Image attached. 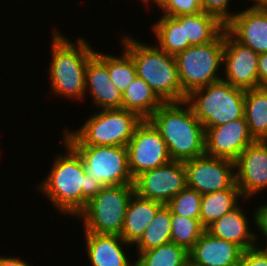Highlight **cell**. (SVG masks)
I'll use <instances>...</instances> for the list:
<instances>
[{"mask_svg": "<svg viewBox=\"0 0 267 266\" xmlns=\"http://www.w3.org/2000/svg\"><path fill=\"white\" fill-rule=\"evenodd\" d=\"M148 120L160 132L172 160L185 162L205 154V129L186 101L163 103Z\"/></svg>", "mask_w": 267, "mask_h": 266, "instance_id": "3957f363", "label": "cell"}, {"mask_svg": "<svg viewBox=\"0 0 267 266\" xmlns=\"http://www.w3.org/2000/svg\"><path fill=\"white\" fill-rule=\"evenodd\" d=\"M253 221L258 230L265 235L267 233V202L256 207L253 211Z\"/></svg>", "mask_w": 267, "mask_h": 266, "instance_id": "e575fe53", "label": "cell"}, {"mask_svg": "<svg viewBox=\"0 0 267 266\" xmlns=\"http://www.w3.org/2000/svg\"><path fill=\"white\" fill-rule=\"evenodd\" d=\"M142 121L126 109H102L90 115L80 128L63 129L62 138L70 145L126 147Z\"/></svg>", "mask_w": 267, "mask_h": 266, "instance_id": "5b68a950", "label": "cell"}, {"mask_svg": "<svg viewBox=\"0 0 267 266\" xmlns=\"http://www.w3.org/2000/svg\"><path fill=\"white\" fill-rule=\"evenodd\" d=\"M257 65L259 87L267 88V53L259 54Z\"/></svg>", "mask_w": 267, "mask_h": 266, "instance_id": "d590c367", "label": "cell"}, {"mask_svg": "<svg viewBox=\"0 0 267 266\" xmlns=\"http://www.w3.org/2000/svg\"><path fill=\"white\" fill-rule=\"evenodd\" d=\"M224 31L213 41L192 45L174 56L184 94L222 80Z\"/></svg>", "mask_w": 267, "mask_h": 266, "instance_id": "52a82bcc", "label": "cell"}, {"mask_svg": "<svg viewBox=\"0 0 267 266\" xmlns=\"http://www.w3.org/2000/svg\"><path fill=\"white\" fill-rule=\"evenodd\" d=\"M162 206L163 204L140 197L134 192L126 210L121 238L134 246Z\"/></svg>", "mask_w": 267, "mask_h": 266, "instance_id": "44dd1931", "label": "cell"}, {"mask_svg": "<svg viewBox=\"0 0 267 266\" xmlns=\"http://www.w3.org/2000/svg\"><path fill=\"white\" fill-rule=\"evenodd\" d=\"M136 255L135 266H184L189 259V252L173 242Z\"/></svg>", "mask_w": 267, "mask_h": 266, "instance_id": "83f0119b", "label": "cell"}, {"mask_svg": "<svg viewBox=\"0 0 267 266\" xmlns=\"http://www.w3.org/2000/svg\"><path fill=\"white\" fill-rule=\"evenodd\" d=\"M184 266H200V265L196 264L191 259H188Z\"/></svg>", "mask_w": 267, "mask_h": 266, "instance_id": "ab89813d", "label": "cell"}, {"mask_svg": "<svg viewBox=\"0 0 267 266\" xmlns=\"http://www.w3.org/2000/svg\"><path fill=\"white\" fill-rule=\"evenodd\" d=\"M0 266H33L19 257H7V255H0Z\"/></svg>", "mask_w": 267, "mask_h": 266, "instance_id": "8d00e7d4", "label": "cell"}, {"mask_svg": "<svg viewBox=\"0 0 267 266\" xmlns=\"http://www.w3.org/2000/svg\"><path fill=\"white\" fill-rule=\"evenodd\" d=\"M127 147L128 166L133 179L142 172L169 163L172 159L166 142L149 120L135 129Z\"/></svg>", "mask_w": 267, "mask_h": 266, "instance_id": "30bf717a", "label": "cell"}, {"mask_svg": "<svg viewBox=\"0 0 267 266\" xmlns=\"http://www.w3.org/2000/svg\"><path fill=\"white\" fill-rule=\"evenodd\" d=\"M244 117L255 140H267V88L245 91Z\"/></svg>", "mask_w": 267, "mask_h": 266, "instance_id": "d4e9b609", "label": "cell"}, {"mask_svg": "<svg viewBox=\"0 0 267 266\" xmlns=\"http://www.w3.org/2000/svg\"><path fill=\"white\" fill-rule=\"evenodd\" d=\"M135 37L124 35L121 44L132 57L137 76L142 78L164 102L186 101L173 55L157 45L144 44Z\"/></svg>", "mask_w": 267, "mask_h": 266, "instance_id": "277c9868", "label": "cell"}, {"mask_svg": "<svg viewBox=\"0 0 267 266\" xmlns=\"http://www.w3.org/2000/svg\"><path fill=\"white\" fill-rule=\"evenodd\" d=\"M187 187L201 195L230 188L235 183V162L206 154L184 162Z\"/></svg>", "mask_w": 267, "mask_h": 266, "instance_id": "7c38bea8", "label": "cell"}, {"mask_svg": "<svg viewBox=\"0 0 267 266\" xmlns=\"http://www.w3.org/2000/svg\"><path fill=\"white\" fill-rule=\"evenodd\" d=\"M225 30L257 54L267 53V13L257 10L253 5L243 11H235Z\"/></svg>", "mask_w": 267, "mask_h": 266, "instance_id": "e0dca14e", "label": "cell"}, {"mask_svg": "<svg viewBox=\"0 0 267 266\" xmlns=\"http://www.w3.org/2000/svg\"><path fill=\"white\" fill-rule=\"evenodd\" d=\"M244 99L245 90L220 80L192 91L187 95L186 102L206 131L210 127L243 118Z\"/></svg>", "mask_w": 267, "mask_h": 266, "instance_id": "8992f818", "label": "cell"}, {"mask_svg": "<svg viewBox=\"0 0 267 266\" xmlns=\"http://www.w3.org/2000/svg\"><path fill=\"white\" fill-rule=\"evenodd\" d=\"M61 142L66 151L55 155L48 175L36 186L59 214L75 218L104 186L86 173L79 153L64 138Z\"/></svg>", "mask_w": 267, "mask_h": 266, "instance_id": "6da1fadb", "label": "cell"}, {"mask_svg": "<svg viewBox=\"0 0 267 266\" xmlns=\"http://www.w3.org/2000/svg\"><path fill=\"white\" fill-rule=\"evenodd\" d=\"M202 195L189 187L181 190L166 206L171 213L184 217L200 219V206Z\"/></svg>", "mask_w": 267, "mask_h": 266, "instance_id": "4dcf8cb0", "label": "cell"}, {"mask_svg": "<svg viewBox=\"0 0 267 266\" xmlns=\"http://www.w3.org/2000/svg\"><path fill=\"white\" fill-rule=\"evenodd\" d=\"M86 94L92 97V103L99 110L121 109L122 93L111 83L108 73V54L96 51L88 60L85 79Z\"/></svg>", "mask_w": 267, "mask_h": 266, "instance_id": "2e32d148", "label": "cell"}, {"mask_svg": "<svg viewBox=\"0 0 267 266\" xmlns=\"http://www.w3.org/2000/svg\"><path fill=\"white\" fill-rule=\"evenodd\" d=\"M163 103L150 86L138 76L122 94V109L136 113L143 120H148Z\"/></svg>", "mask_w": 267, "mask_h": 266, "instance_id": "7402d4cb", "label": "cell"}, {"mask_svg": "<svg viewBox=\"0 0 267 266\" xmlns=\"http://www.w3.org/2000/svg\"><path fill=\"white\" fill-rule=\"evenodd\" d=\"M243 199L236 182L228 189L202 195L200 206V222L206 229L211 223L234 209L239 199Z\"/></svg>", "mask_w": 267, "mask_h": 266, "instance_id": "cb8c5ba5", "label": "cell"}, {"mask_svg": "<svg viewBox=\"0 0 267 266\" xmlns=\"http://www.w3.org/2000/svg\"><path fill=\"white\" fill-rule=\"evenodd\" d=\"M200 2L203 12L216 16L225 25L235 15L228 11L231 0H200Z\"/></svg>", "mask_w": 267, "mask_h": 266, "instance_id": "d6a6232c", "label": "cell"}, {"mask_svg": "<svg viewBox=\"0 0 267 266\" xmlns=\"http://www.w3.org/2000/svg\"><path fill=\"white\" fill-rule=\"evenodd\" d=\"M235 182L245 201L267 189V140H256L234 161Z\"/></svg>", "mask_w": 267, "mask_h": 266, "instance_id": "5bb4252c", "label": "cell"}, {"mask_svg": "<svg viewBox=\"0 0 267 266\" xmlns=\"http://www.w3.org/2000/svg\"><path fill=\"white\" fill-rule=\"evenodd\" d=\"M82 158L86 173L103 186L134 184L127 147L71 145Z\"/></svg>", "mask_w": 267, "mask_h": 266, "instance_id": "9c48e42d", "label": "cell"}, {"mask_svg": "<svg viewBox=\"0 0 267 266\" xmlns=\"http://www.w3.org/2000/svg\"><path fill=\"white\" fill-rule=\"evenodd\" d=\"M49 84L53 95L69 100H85V79L88 60L96 50L85 38L72 43L57 29L52 32Z\"/></svg>", "mask_w": 267, "mask_h": 266, "instance_id": "7a4b0ae2", "label": "cell"}, {"mask_svg": "<svg viewBox=\"0 0 267 266\" xmlns=\"http://www.w3.org/2000/svg\"><path fill=\"white\" fill-rule=\"evenodd\" d=\"M265 237H264V239L266 238V240L265 241H267V233L264 235ZM267 245V244H266ZM264 251H266L267 252V246H265V248H262Z\"/></svg>", "mask_w": 267, "mask_h": 266, "instance_id": "60d3db41", "label": "cell"}, {"mask_svg": "<svg viewBox=\"0 0 267 266\" xmlns=\"http://www.w3.org/2000/svg\"><path fill=\"white\" fill-rule=\"evenodd\" d=\"M134 192V184L104 186L76 217L83 220L84 232L120 235Z\"/></svg>", "mask_w": 267, "mask_h": 266, "instance_id": "ba28073f", "label": "cell"}, {"mask_svg": "<svg viewBox=\"0 0 267 266\" xmlns=\"http://www.w3.org/2000/svg\"><path fill=\"white\" fill-rule=\"evenodd\" d=\"M224 30L225 24L212 14L184 15L185 40L191 46L213 42Z\"/></svg>", "mask_w": 267, "mask_h": 266, "instance_id": "484cf974", "label": "cell"}, {"mask_svg": "<svg viewBox=\"0 0 267 266\" xmlns=\"http://www.w3.org/2000/svg\"><path fill=\"white\" fill-rule=\"evenodd\" d=\"M246 214L242 205H237L205 230L214 237L235 243L244 251L248 250L258 245L259 236L252 232L249 226L251 220Z\"/></svg>", "mask_w": 267, "mask_h": 266, "instance_id": "ffe728a7", "label": "cell"}, {"mask_svg": "<svg viewBox=\"0 0 267 266\" xmlns=\"http://www.w3.org/2000/svg\"><path fill=\"white\" fill-rule=\"evenodd\" d=\"M252 5L259 11L267 13V0H251Z\"/></svg>", "mask_w": 267, "mask_h": 266, "instance_id": "74e56055", "label": "cell"}, {"mask_svg": "<svg viewBox=\"0 0 267 266\" xmlns=\"http://www.w3.org/2000/svg\"><path fill=\"white\" fill-rule=\"evenodd\" d=\"M162 15L178 17L202 12L200 0H168L161 8Z\"/></svg>", "mask_w": 267, "mask_h": 266, "instance_id": "1f68e13d", "label": "cell"}, {"mask_svg": "<svg viewBox=\"0 0 267 266\" xmlns=\"http://www.w3.org/2000/svg\"><path fill=\"white\" fill-rule=\"evenodd\" d=\"M238 266H267V252L259 244L249 248L243 251Z\"/></svg>", "mask_w": 267, "mask_h": 266, "instance_id": "836d02e7", "label": "cell"}, {"mask_svg": "<svg viewBox=\"0 0 267 266\" xmlns=\"http://www.w3.org/2000/svg\"><path fill=\"white\" fill-rule=\"evenodd\" d=\"M85 247L91 266H135L136 262L128 259L125 250L132 245L117 234H97L84 232ZM123 245V246H122ZM125 249V250H124Z\"/></svg>", "mask_w": 267, "mask_h": 266, "instance_id": "d6986e66", "label": "cell"}, {"mask_svg": "<svg viewBox=\"0 0 267 266\" xmlns=\"http://www.w3.org/2000/svg\"><path fill=\"white\" fill-rule=\"evenodd\" d=\"M243 249L212 236L206 230L189 251V259L200 266H238Z\"/></svg>", "mask_w": 267, "mask_h": 266, "instance_id": "ac0fdd59", "label": "cell"}, {"mask_svg": "<svg viewBox=\"0 0 267 266\" xmlns=\"http://www.w3.org/2000/svg\"><path fill=\"white\" fill-rule=\"evenodd\" d=\"M186 187V170L182 161L171 160L165 165L142 172L134 179L135 193L163 205Z\"/></svg>", "mask_w": 267, "mask_h": 266, "instance_id": "8fae6325", "label": "cell"}, {"mask_svg": "<svg viewBox=\"0 0 267 266\" xmlns=\"http://www.w3.org/2000/svg\"><path fill=\"white\" fill-rule=\"evenodd\" d=\"M169 242H171V211L163 205L156 212L141 238L134 244L135 251H148Z\"/></svg>", "mask_w": 267, "mask_h": 266, "instance_id": "4316f807", "label": "cell"}, {"mask_svg": "<svg viewBox=\"0 0 267 266\" xmlns=\"http://www.w3.org/2000/svg\"><path fill=\"white\" fill-rule=\"evenodd\" d=\"M157 22L152 25L154 35H156V45L169 55H177L189 46L185 40L184 15L171 17L160 15Z\"/></svg>", "mask_w": 267, "mask_h": 266, "instance_id": "603a6c76", "label": "cell"}, {"mask_svg": "<svg viewBox=\"0 0 267 266\" xmlns=\"http://www.w3.org/2000/svg\"><path fill=\"white\" fill-rule=\"evenodd\" d=\"M108 73L122 94L137 76L132 57L124 49L119 56L108 54Z\"/></svg>", "mask_w": 267, "mask_h": 266, "instance_id": "f546056e", "label": "cell"}, {"mask_svg": "<svg viewBox=\"0 0 267 266\" xmlns=\"http://www.w3.org/2000/svg\"><path fill=\"white\" fill-rule=\"evenodd\" d=\"M168 0H146L144 4L147 6H150L151 3H154L159 7V9L167 2Z\"/></svg>", "mask_w": 267, "mask_h": 266, "instance_id": "f35d334b", "label": "cell"}, {"mask_svg": "<svg viewBox=\"0 0 267 266\" xmlns=\"http://www.w3.org/2000/svg\"><path fill=\"white\" fill-rule=\"evenodd\" d=\"M255 141L245 117L239 118L205 131V154L235 161Z\"/></svg>", "mask_w": 267, "mask_h": 266, "instance_id": "9a60e30c", "label": "cell"}, {"mask_svg": "<svg viewBox=\"0 0 267 266\" xmlns=\"http://www.w3.org/2000/svg\"><path fill=\"white\" fill-rule=\"evenodd\" d=\"M258 57L253 49L239 43L224 30L222 80L245 91L259 88Z\"/></svg>", "mask_w": 267, "mask_h": 266, "instance_id": "4fadbf2b", "label": "cell"}, {"mask_svg": "<svg viewBox=\"0 0 267 266\" xmlns=\"http://www.w3.org/2000/svg\"><path fill=\"white\" fill-rule=\"evenodd\" d=\"M205 228L200 219L171 213V242L183 247L188 252L201 237Z\"/></svg>", "mask_w": 267, "mask_h": 266, "instance_id": "f1b7e54d", "label": "cell"}]
</instances>
